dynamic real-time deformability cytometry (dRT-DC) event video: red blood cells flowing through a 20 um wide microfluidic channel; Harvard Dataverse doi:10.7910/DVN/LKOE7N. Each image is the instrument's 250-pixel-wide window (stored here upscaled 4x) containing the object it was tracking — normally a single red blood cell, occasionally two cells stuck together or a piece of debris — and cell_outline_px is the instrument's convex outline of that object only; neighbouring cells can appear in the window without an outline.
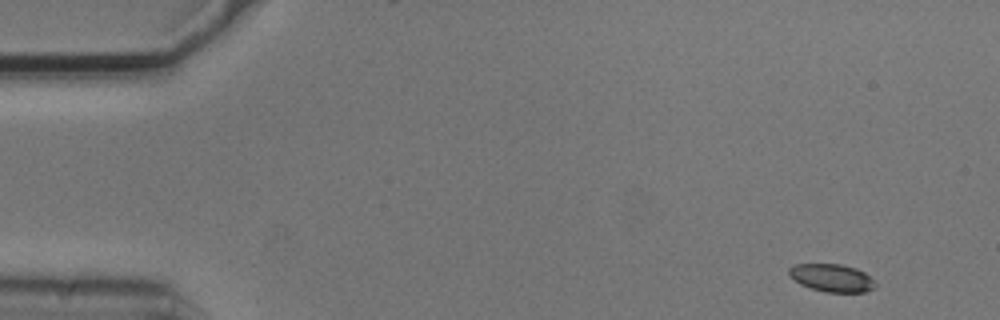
{"species": "common noctule bat (a hibernating species)", "species_latin": "Nyctalus noctula", "temperature_condition": "cold", "stored_images_in_passage": 4, "camera_frame_rate_fps": 3000, "um_per_image_px": 0.085, "animal": {"sex": "male", "body_mass_g": 20.5, "forearm_length_mm": 52.5}, "frame": {"image": 1, "passage_image": 1, "time_ms": 0.0, "image_size_px": [1000, 320], "cell_outline_px": [[876, 288], [864, 292], [824, 292], [800, 284], [788, 272], [788, 268], [796, 264], [844, 264], [856, 268], [864, 272], [876, 284]], "centroid_in_image_um": [70.73, 23.61], "position_along_channel_um": 14.3, "area_um2": 13.87}}
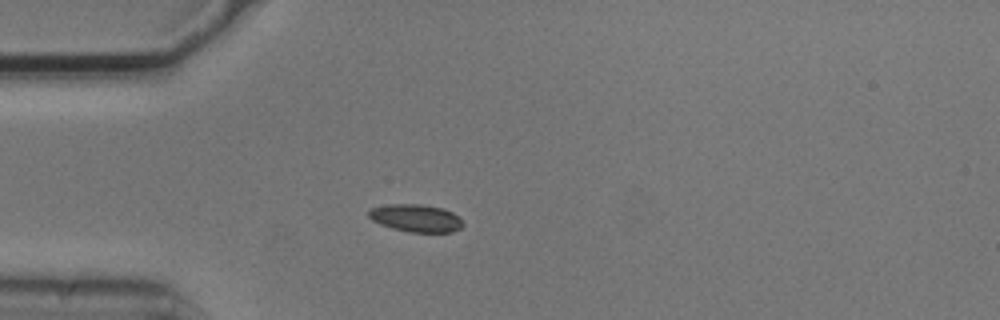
{"frame": {"image": 2, "passage_image": 4, "time_ms": 1.0, "image_size_px": [1000, 320], "cell_outline_px": [[464, 224], [460, 228], [452, 232], [408, 232], [392, 228], [380, 224], [372, 220], [368, 216], [368, 212], [372, 208], [388, 204], [424, 204], [444, 208], [460, 216]], "centroid_in_image_um": [35.38, 18.53], "position_along_channel_um": 49.6, "area_um2": 15.32}}